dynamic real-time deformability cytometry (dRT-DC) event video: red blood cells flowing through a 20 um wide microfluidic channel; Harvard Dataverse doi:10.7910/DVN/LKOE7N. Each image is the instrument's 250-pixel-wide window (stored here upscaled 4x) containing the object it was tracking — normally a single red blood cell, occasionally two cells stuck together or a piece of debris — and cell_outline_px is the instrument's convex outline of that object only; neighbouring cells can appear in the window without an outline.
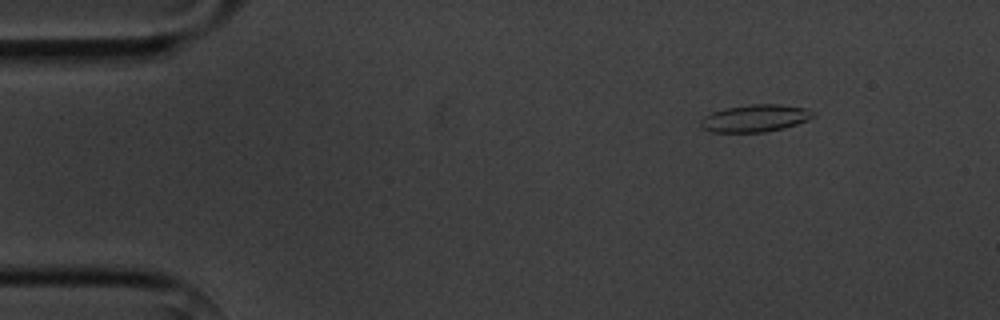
{"species": "common noctule bat (a hibernating species)", "species_latin": "Nyctalus noctula", "temperature_condition": "cold", "stored_images_in_passage": 4, "camera_frame_rate_fps": 3000, "um_per_image_px": 0.085, "animal": {"sex": "male", "body_mass_g": 20.1, "forearm_length_mm": 53.5}, "frame": {"image": 1, "passage_image": 1, "time_ms": 0.0, "image_size_px": [1000, 320], "cell_outline_px": [[816, 116], [808, 120], [784, 128], [764, 132], [712, 132], [704, 128], [700, 124], [700, 120], [704, 116], [712, 112], [724, 108], [752, 104], [780, 104], [804, 108], [816, 112]], "centroid_in_image_um": [64.21, 10.04], "position_along_channel_um": 20.8, "area_um2": 17.92}}